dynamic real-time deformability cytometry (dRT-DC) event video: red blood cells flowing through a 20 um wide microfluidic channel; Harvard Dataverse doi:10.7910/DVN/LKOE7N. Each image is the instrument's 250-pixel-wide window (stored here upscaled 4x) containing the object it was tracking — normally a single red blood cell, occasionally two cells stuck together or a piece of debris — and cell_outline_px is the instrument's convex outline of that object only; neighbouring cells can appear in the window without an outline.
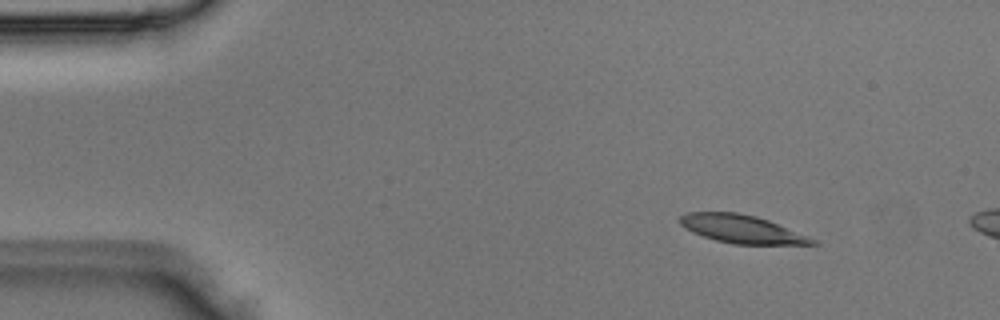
{"species": "Egyptian fruit bat (a non-hibernating species)", "species_latin": "Rousettus aegyptiacus", "temperature_condition": "room temperature", "stored_images_in_passage": 3, "camera_frame_rate_fps": 3000, "um_per_image_px": 0.085, "animal": {"sex": "male"}, "frame": {"image": 1, "passage_image": 1, "time_ms": 0.0, "image_size_px": [1000, 320], "cell_outline_px": [[820, 244], [732, 244], [716, 240], [692, 232], [680, 224], [676, 220], [684, 212], [736, 212], [756, 216], [768, 220], [808, 236], [816, 240]], "centroid_in_image_um": [63.0, 19.46], "position_along_channel_um": 22.0, "area_um2": 21.62}}